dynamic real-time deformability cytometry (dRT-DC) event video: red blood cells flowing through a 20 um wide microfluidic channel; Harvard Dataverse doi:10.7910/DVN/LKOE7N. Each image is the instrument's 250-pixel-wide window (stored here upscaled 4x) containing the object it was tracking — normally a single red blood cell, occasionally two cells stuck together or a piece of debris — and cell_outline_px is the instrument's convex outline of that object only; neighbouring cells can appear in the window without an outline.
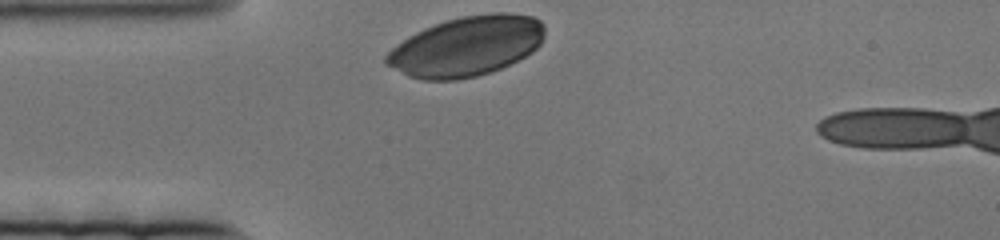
{"species": "human", "species_latin": "Homo sapiens", "temperature_condition": "cold", "stored_images_in_passage": 46, "camera_frame_rate_fps": 3000, "um_per_image_px": 0.085, "donor": {"sex": "female"}, "frame": {"image": 1, "passage_image": 1, "time_ms": 0.0, "image_size_px": [1000, 240], "cell_outline_px": [[544, 36], [540, 44], [532, 52], [492, 72], [476, 76], [456, 80], [424, 80], [408, 76], [384, 64], [384, 56], [396, 44], [408, 36], [424, 28], [448, 20], [464, 16], [496, 12], [508, 12], [532, 16], [540, 20], [544, 24]], "centroid_in_image_um": [39.64, 3.93], "position_along_channel_um": 45.4, "area_um2": 55.2}}
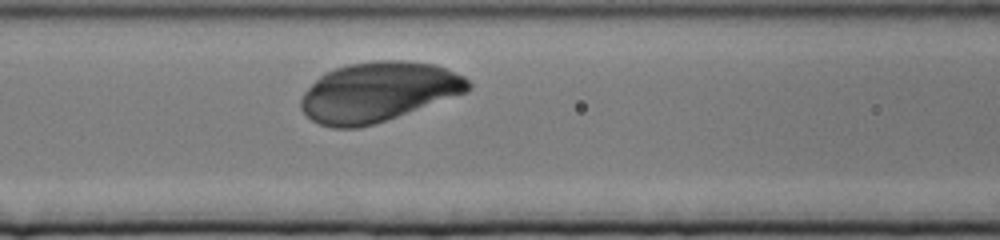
{"frame": {"image": 2, "passage_image": 14, "time_ms": 4.333, "image_size_px": [1000, 240], "cell_outline_px": [[472, 88], [468, 92], [372, 124], [356, 128], [332, 128], [320, 124], [312, 120], [300, 108], [300, 100], [304, 92], [324, 72], [348, 64], [372, 60], [408, 60], [436, 64], [464, 76], [472, 84]], "centroid_in_image_um": [32.16, 7.79], "position_along_channel_um": 134.4, "area_um2": 58.03}}
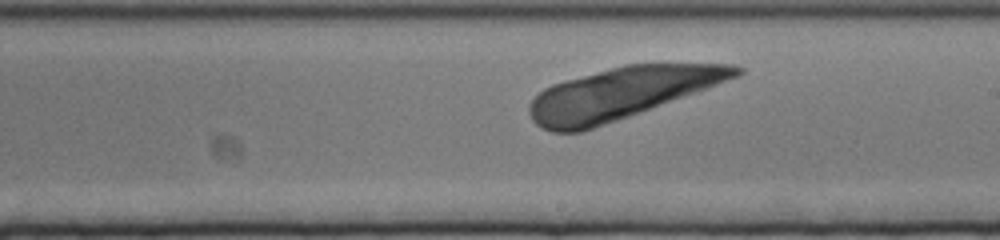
{"frame": {"image": 3, "passage_image": 27, "time_ms": 8.667, "image_size_px": [1000, 240], "cell_outline_px": [[744, 72], [740, 76], [708, 88], [628, 116], [580, 132], [552, 132], [540, 128], [532, 120], [528, 112], [528, 108], [532, 100], [544, 88], [552, 84], [624, 64], [732, 64], [744, 68]], "centroid_in_image_um": [52.81, 7.93], "position_along_channel_um": 236.2, "area_um2": 61.27}}